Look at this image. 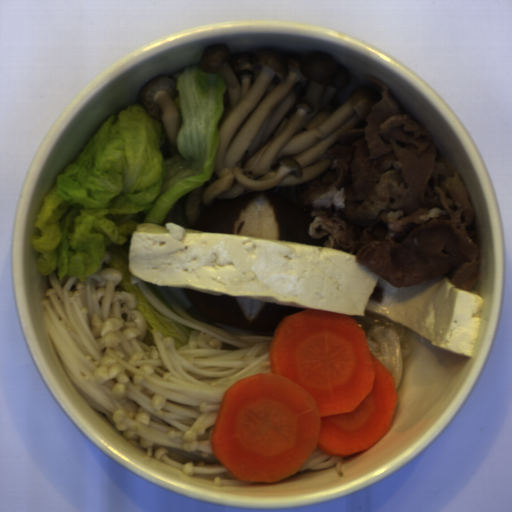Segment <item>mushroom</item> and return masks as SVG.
I'll return each instance as SVG.
<instances>
[{
  "instance_id": "obj_1",
  "label": "mushroom",
  "mask_w": 512,
  "mask_h": 512,
  "mask_svg": "<svg viewBox=\"0 0 512 512\" xmlns=\"http://www.w3.org/2000/svg\"><path fill=\"white\" fill-rule=\"evenodd\" d=\"M200 217L193 229L239 234L276 242L324 246L329 236L309 237L313 207H300L275 190H252L234 198L214 199L199 205Z\"/></svg>"
},
{
  "instance_id": "obj_3",
  "label": "mushroom",
  "mask_w": 512,
  "mask_h": 512,
  "mask_svg": "<svg viewBox=\"0 0 512 512\" xmlns=\"http://www.w3.org/2000/svg\"><path fill=\"white\" fill-rule=\"evenodd\" d=\"M188 193L184 194L176 200L173 207L167 212L163 223H175L192 231V227L188 224L185 217V207Z\"/></svg>"
},
{
  "instance_id": "obj_2",
  "label": "mushroom",
  "mask_w": 512,
  "mask_h": 512,
  "mask_svg": "<svg viewBox=\"0 0 512 512\" xmlns=\"http://www.w3.org/2000/svg\"><path fill=\"white\" fill-rule=\"evenodd\" d=\"M165 289L189 316L209 325L221 323L256 332L274 333L285 316L305 310L293 305L212 295L192 289Z\"/></svg>"
}]
</instances>
